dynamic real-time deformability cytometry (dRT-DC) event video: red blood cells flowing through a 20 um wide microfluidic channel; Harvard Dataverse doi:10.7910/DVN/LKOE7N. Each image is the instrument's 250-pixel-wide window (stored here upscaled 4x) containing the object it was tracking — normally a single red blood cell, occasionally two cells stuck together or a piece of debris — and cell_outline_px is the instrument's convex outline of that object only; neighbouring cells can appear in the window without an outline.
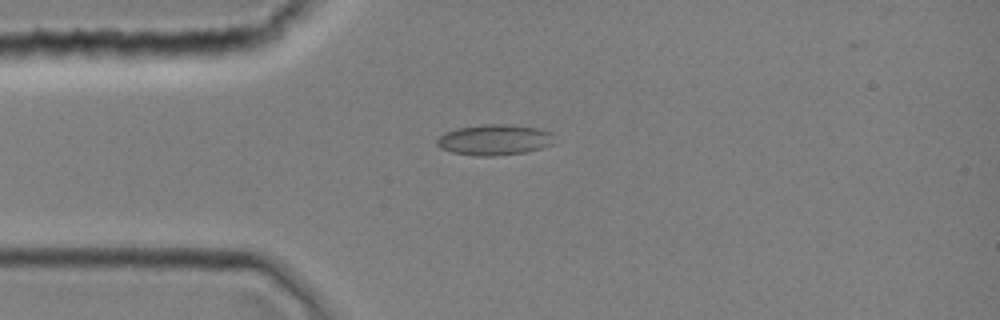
{"species": "common noctule bat (a hibernating species)", "species_latin": "Nyctalus noctula", "temperature_condition": "room temperature", "stored_images_in_passage": 1, "camera_frame_rate_fps": 3000, "um_per_image_px": 0.085, "animal": {"sex": "female", "body_mass_g": 19.0, "forearm_length_mm": 51.5}, "frame": {"image": 1, "passage_image": 1, "time_ms": 0.0, "image_size_px": [1000, 320], "cell_outline_px": [[552, 144], [540, 148], [524, 152], [496, 156], [476, 156], [452, 152], [440, 148], [436, 144], [436, 140], [444, 132], [456, 128], [484, 124], [508, 124], [536, 128], [552, 132]], "centroid_in_image_um": [41.98, 11.88], "position_along_channel_um": 43.0, "area_um2": 20.98}}